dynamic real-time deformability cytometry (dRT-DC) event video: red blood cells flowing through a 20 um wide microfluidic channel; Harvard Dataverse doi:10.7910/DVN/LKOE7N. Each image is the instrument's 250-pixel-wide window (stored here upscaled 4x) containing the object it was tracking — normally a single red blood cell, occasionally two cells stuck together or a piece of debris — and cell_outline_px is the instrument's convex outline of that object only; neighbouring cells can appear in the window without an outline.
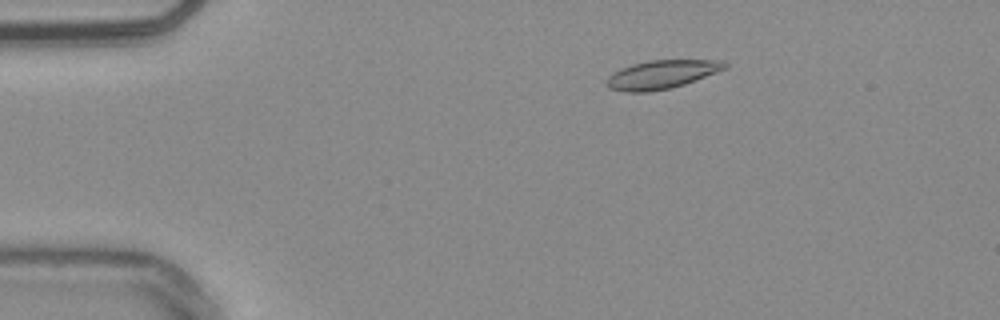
{"species": "common noctule bat (a hibernating species)", "species_latin": "Nyctalus noctula", "temperature_condition": "warm", "stored_images_in_passage": 54, "camera_frame_rate_fps": 3000, "um_per_image_px": 0.085, "animal": {"sex": "male", "body_mass_g": 20.4}, "frame": {"image": 1, "passage_image": 10, "time_ms": 3.0, "image_size_px": [1000, 320], "cell_outline_px": [[728, 68], [696, 80], [672, 88], [648, 92], [624, 92], [608, 88], [608, 76], [612, 72], [620, 68], [632, 64], [648, 60], [724, 60], [728, 64]], "centroid_in_image_um": [56.26, 6.32], "position_along_channel_um": 28.7, "area_um2": 19.83}}
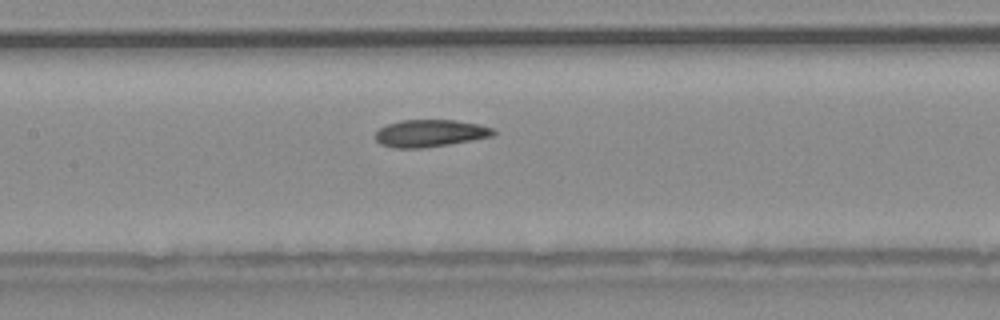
{"frame": {"image": 2, "passage_image": 26, "time_ms": 8.333, "image_size_px": [1000, 320], "cell_outline_px": [[496, 132], [492, 136], [472, 140], [424, 148], [396, 148], [380, 144], [376, 140], [376, 132], [380, 128], [388, 124], [400, 120], [456, 120], [480, 124], [496, 128]], "centroid_in_image_um": [36.59, 11.32], "position_along_channel_um": 170.8, "area_um2": 18.79}}
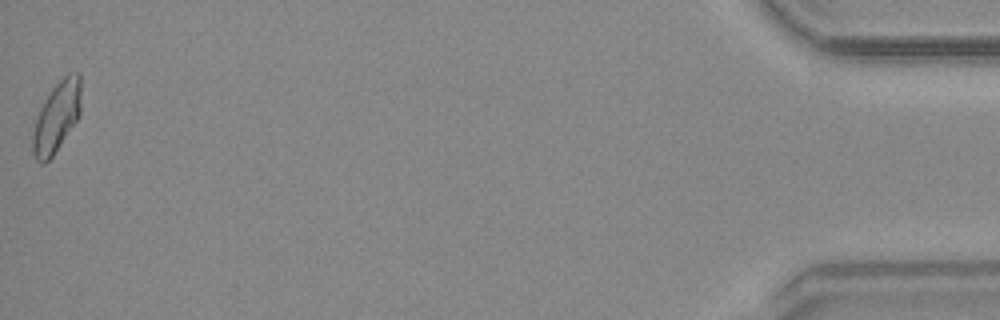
{"frame": {"image": 3, "passage_image": 54, "time_ms": 17.667, "image_size_px": [1000, 320], "cell_outline_px": [[80, 116], [52, 156], [44, 164], [40, 164], [36, 160], [32, 152], [32, 132], [40, 108], [52, 88], [68, 72], [80, 72]], "centroid_in_image_um": [4.81, 9.94], "position_along_channel_um": 430.4, "area_um2": 19.77}, "authors_computed_cell_mechanics": {"area_um2": 19.1029, "velocity_mm_per_s": 3.8092, "shape_relaxation_time_tau1_ms": 7.6962, "shape_relaxation_time_tau2_ms": 2.8466, "deformation_change_tau1": 0.1596, "deformation_change_tau2": 0.0903}}